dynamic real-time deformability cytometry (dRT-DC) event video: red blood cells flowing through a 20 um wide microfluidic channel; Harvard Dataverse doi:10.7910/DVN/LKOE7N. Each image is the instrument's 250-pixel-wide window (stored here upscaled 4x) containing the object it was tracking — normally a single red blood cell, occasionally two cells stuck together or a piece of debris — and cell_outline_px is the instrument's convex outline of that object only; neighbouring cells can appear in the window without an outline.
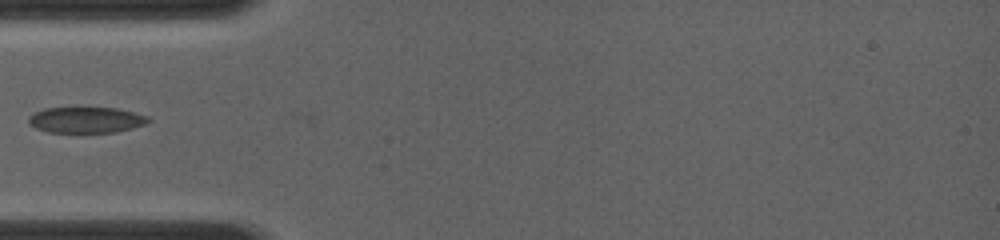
{"species": "common noctule bat (a hibernating species)", "species_latin": "Nyctalus noctula", "temperature_condition": "room temperature", "stored_images_in_passage": 4, "camera_frame_rate_fps": 4000, "um_per_image_px": 0.085, "animal": {"sex": "female", "body_mass_g": 19.0, "forearm_length_mm": 56.7}, "frame": {"image": 1, "passage_image": 1, "time_ms": 0.0, "image_size_px": [1000, 240], "cell_outline_px": [[152, 120], [144, 124], [132, 128], [116, 132], [80, 136], [48, 132], [36, 128], [28, 124], [28, 116], [44, 108], [76, 104], [116, 108], [148, 116]], "centroid_in_image_um": [7.25, 10.19], "position_along_channel_um": 77.7, "area_um2": 20.0}}